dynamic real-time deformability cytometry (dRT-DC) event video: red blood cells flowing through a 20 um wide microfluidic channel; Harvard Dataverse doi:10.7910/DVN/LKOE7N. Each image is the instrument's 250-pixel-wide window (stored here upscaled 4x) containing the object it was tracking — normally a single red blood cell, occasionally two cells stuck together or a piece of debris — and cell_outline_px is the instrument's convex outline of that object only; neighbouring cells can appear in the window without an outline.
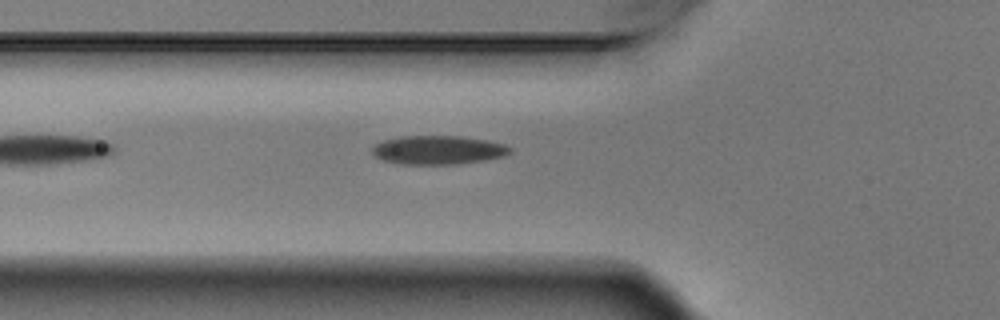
{"species": "Egyptian fruit bat (a non-hibernating species)", "species_latin": "Rousettus aegyptiacus", "temperature_condition": "warm", "stored_images_in_passage": 6, "camera_frame_rate_fps": 3000, "um_per_image_px": 0.085, "animal": {"sex": "male"}, "frame": {"image": 1, "passage_image": 6, "time_ms": 1.667, "image_size_px": [1000, 320], "cell_outline_px": [[512, 152], [504, 156], [484, 160], [456, 164], [400, 164], [384, 160], [376, 156], [372, 152], [372, 148], [376, 144], [384, 140], [400, 136], [460, 136], [484, 140], [504, 144], [512, 148]], "centroid_in_image_um": [37.25, 12.75], "position_along_channel_um": 88.6, "area_um2": 22.95}}